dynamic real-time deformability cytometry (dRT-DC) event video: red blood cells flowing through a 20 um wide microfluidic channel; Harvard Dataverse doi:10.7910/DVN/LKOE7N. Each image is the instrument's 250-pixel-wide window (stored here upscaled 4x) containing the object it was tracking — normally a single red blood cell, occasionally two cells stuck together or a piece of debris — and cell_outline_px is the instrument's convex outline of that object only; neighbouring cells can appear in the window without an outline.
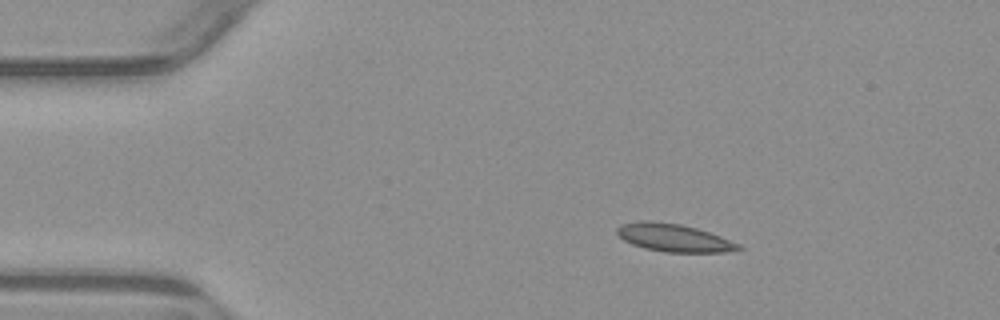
{"species": "common noctule bat (a hibernating species)", "species_latin": "Nyctalus noctula", "temperature_condition": "warm", "stored_images_in_passage": 6, "camera_frame_rate_fps": 3000, "um_per_image_px": 0.085, "animal": {"sex": "male", "body_mass_g": 23.1, "forearm_length_mm": 52.7}, "frame": {"image": 1, "passage_image": 2, "time_ms": 1.333, "image_size_px": [1000, 320], "cell_outline_px": [[744, 248], [724, 252], [664, 252], [644, 248], [632, 244], [624, 240], [616, 232], [616, 228], [620, 224], [640, 220], [648, 220], [680, 224], [696, 228], [720, 236], [740, 244]], "centroid_in_image_um": [57.24, 20.2], "position_along_channel_um": 27.8, "area_um2": 19.65}}
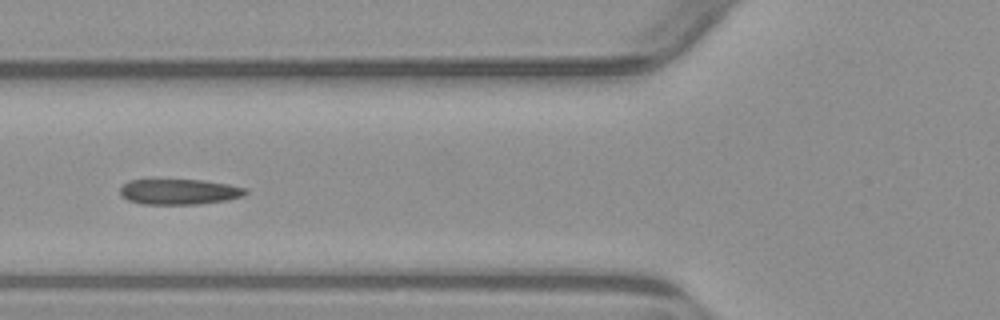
{"frame": {"image": 2, "passage_image": 5, "time_ms": 5.0, "image_size_px": [1000, 320], "cell_outline_px": [[248, 192], [244, 196], [228, 200], [200, 204], [140, 204], [128, 200], [120, 196], [120, 188], [128, 180], [204, 180], [228, 184], [248, 188]], "centroid_in_image_um": [15.26, 16.3], "position_along_channel_um": 110.5, "area_um2": 18.84}}
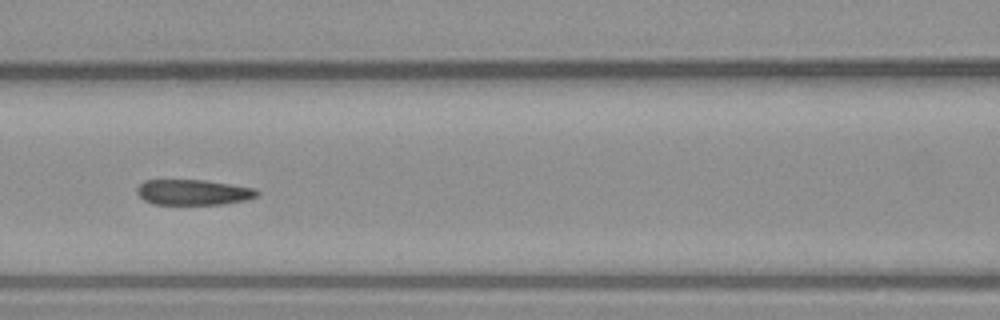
{"frame": {"image": 3, "passage_image": 6, "time_ms": 6.0, "image_size_px": [1000, 320], "cell_outline_px": [[260, 192], [256, 196], [244, 200], [224, 204], [152, 204], [144, 200], [136, 192], [136, 188], [144, 180], [204, 180], [256, 188]], "centroid_in_image_um": [16.41, 16.34], "position_along_channel_um": 150.2, "area_um2": 17.8}}